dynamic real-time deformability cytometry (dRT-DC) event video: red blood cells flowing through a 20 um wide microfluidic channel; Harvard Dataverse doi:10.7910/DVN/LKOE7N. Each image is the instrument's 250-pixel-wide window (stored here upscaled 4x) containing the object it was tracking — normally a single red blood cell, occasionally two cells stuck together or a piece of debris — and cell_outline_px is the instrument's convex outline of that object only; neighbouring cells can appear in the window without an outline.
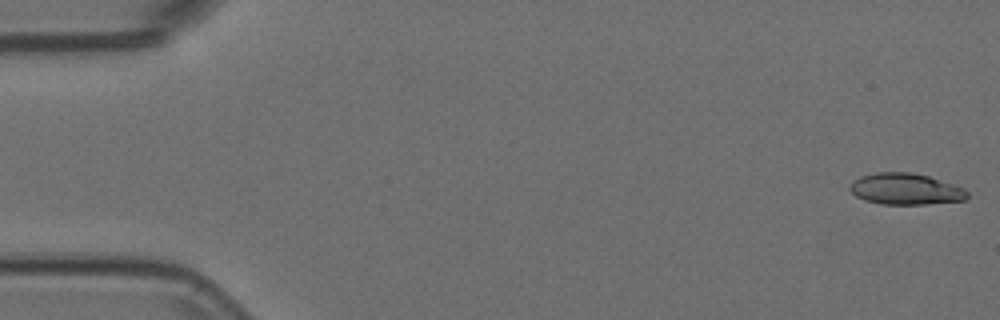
{"species": "Egyptian fruit bat (a non-hibernating species)", "species_latin": "Rousettus aegyptiacus", "temperature_condition": "room temperature", "stored_images_in_passage": 55, "camera_frame_rate_fps": 3000, "um_per_image_px": 0.085, "animal": {"sex": "female"}, "frame": {"image": 1, "passage_image": 1, "time_ms": 0.0, "image_size_px": [1000, 320], "cell_outline_px": [[968, 196], [964, 200], [928, 204], [880, 204], [864, 200], [856, 196], [848, 188], [852, 180], [860, 176], [876, 172], [912, 172], [928, 176], [964, 188], [968, 192]], "centroid_in_image_um": [76.94, 16.06], "position_along_channel_um": 8.1, "area_um2": 21.5}}
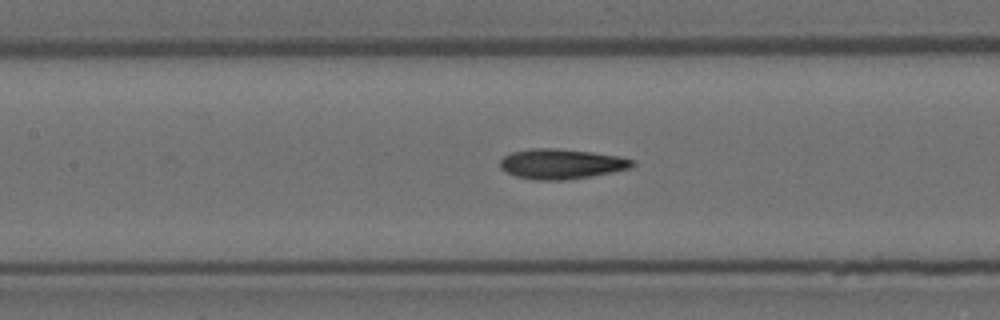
{"frame": {"image": 2, "passage_image": 24, "time_ms": 7.667, "image_size_px": [1000, 320], "cell_outline_px": [[636, 164], [632, 168], [592, 176], [564, 180], [536, 180], [516, 176], [500, 168], [500, 160], [504, 156], [512, 152], [532, 148], [556, 148], [592, 152], [620, 156], [636, 160]], "centroid_in_image_um": [47.76, 13.93], "position_along_channel_um": 159.6, "area_um2": 23.29}}
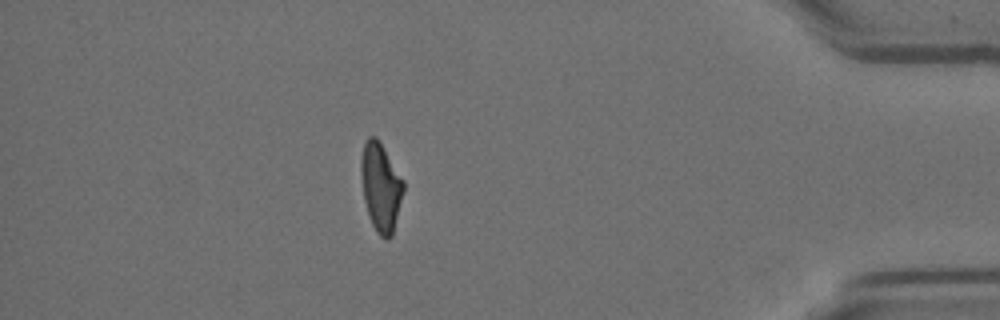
{"frame": {"image": 3, "passage_image": 47, "time_ms": 15.333, "image_size_px": [1000, 320], "cell_outline_px": [[404, 192], [392, 236], [388, 240], [384, 240], [376, 232], [372, 224], [364, 200], [360, 172], [360, 160], [364, 144], [368, 136], [376, 136], [404, 180]], "centroid_in_image_um": [32.37, 15.91], "position_along_channel_um": 402.8, "area_um2": 21.96}, "authors_computed_cell_mechanics": {"area_um2": 22.3108, "velocity_mm_per_s": 3.7798, "shape_relaxation_time_tau1_ms": null, "shape_relaxation_time_tau2_ms": 2.8393, "deformation_change_tau1": null, "deformation_change_tau2": 0.1007}}